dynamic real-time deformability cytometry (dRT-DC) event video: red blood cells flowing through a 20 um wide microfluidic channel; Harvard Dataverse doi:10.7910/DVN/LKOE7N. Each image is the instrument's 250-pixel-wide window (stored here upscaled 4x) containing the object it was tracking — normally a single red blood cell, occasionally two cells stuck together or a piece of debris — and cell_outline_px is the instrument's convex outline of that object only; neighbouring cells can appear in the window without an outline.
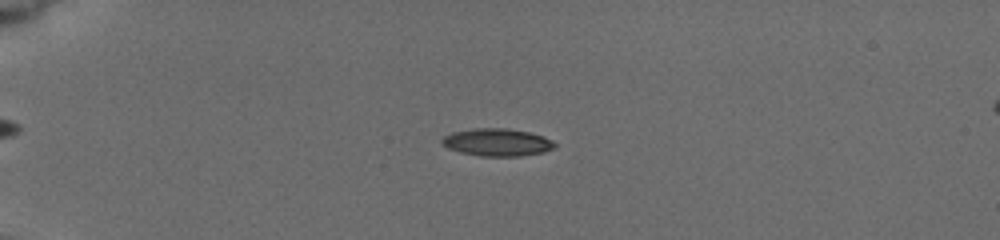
{"species": "common noctule bat (a hibernating species)", "species_latin": "Nyctalus noctula", "temperature_condition": "cold", "stored_images_in_passage": 10, "camera_frame_rate_fps": 3000, "um_per_image_px": 0.085, "animal": {"sex": "female", "body_mass_g": 19.5, "forearm_length_mm": 54.1}, "frame": {"image": 1, "passage_image": 4, "time_ms": 3.333, "image_size_px": [1000, 240], "cell_outline_px": [[556, 148], [544, 152], [520, 156], [480, 156], [460, 152], [448, 148], [440, 144], [440, 140], [444, 136], [452, 132], [476, 128], [508, 128], [528, 132], [544, 136], [552, 140], [556, 144]], "centroid_in_image_um": [42.26, 12.1], "position_along_channel_um": 42.7, "area_um2": 18.26}}
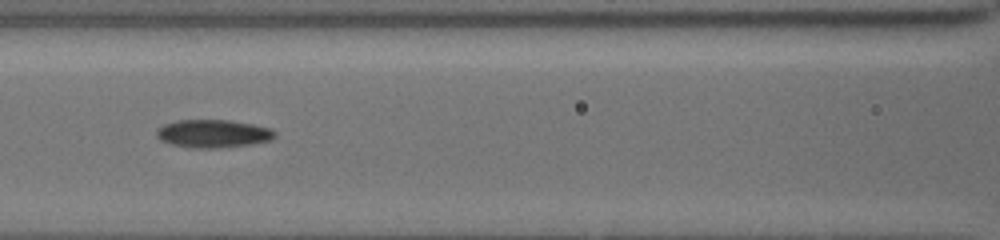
{"frame": {"image": 2, "passage_image": 7, "time_ms": 7.333, "image_size_px": [1000, 240], "cell_outline_px": [[276, 136], [268, 140], [252, 144], [220, 148], [188, 148], [172, 144], [160, 140], [156, 136], [156, 132], [164, 124], [180, 120], [228, 120], [252, 124], [272, 128], [276, 132]], "centroid_in_image_um": [18.12, 11.36], "position_along_channel_um": 148.5, "area_um2": 19.31}}
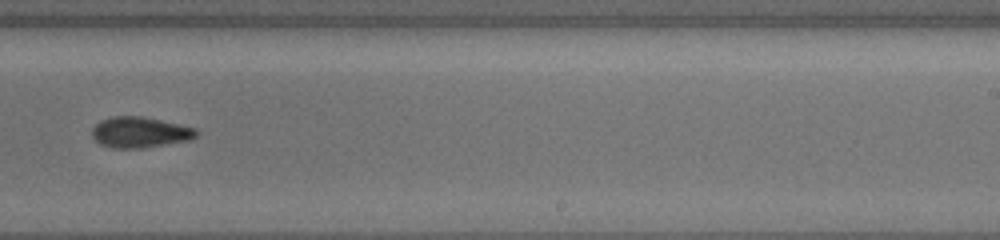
{"frame": {"image": 3, "passage_image": 10, "time_ms": 10.667, "image_size_px": [1000, 240], "cell_outline_px": [[200, 132], [196, 136], [188, 140], [140, 148], [112, 148], [100, 144], [92, 136], [92, 128], [100, 120], [112, 116], [140, 116], [160, 120], [196, 128]], "centroid_in_image_um": [11.87, 11.24], "position_along_channel_um": 277.1, "area_um2": 18.55}}